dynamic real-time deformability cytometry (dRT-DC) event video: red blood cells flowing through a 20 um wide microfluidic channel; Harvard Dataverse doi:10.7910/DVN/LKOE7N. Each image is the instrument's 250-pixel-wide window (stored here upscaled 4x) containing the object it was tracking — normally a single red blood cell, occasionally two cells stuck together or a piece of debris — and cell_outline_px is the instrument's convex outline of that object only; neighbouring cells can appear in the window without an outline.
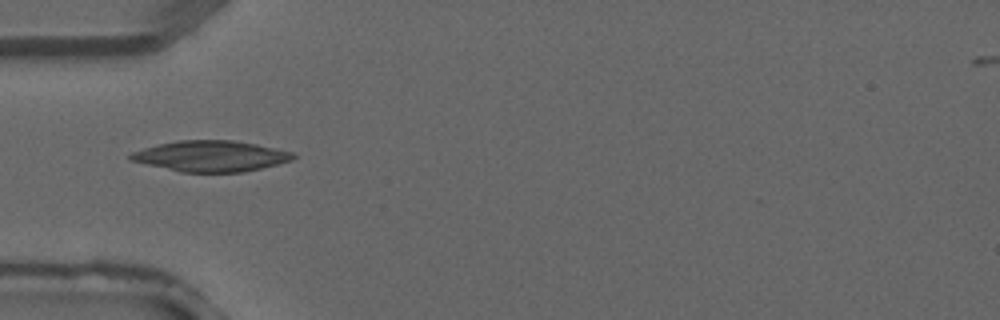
{"species": "common noctule bat (a hibernating species)", "species_latin": "Nyctalus noctula", "temperature_condition": "warm", "stored_images_in_passage": 3, "camera_frame_rate_fps": 3000, "um_per_image_px": 0.085, "animal": {"sex": "male", "forearm_length_mm": 52.5}, "frame": {"image": 1, "passage_image": 3, "time_ms": 0.667, "image_size_px": [1000, 320], "cell_outline_px": [[296, 156], [292, 160], [244, 172], [180, 172], [128, 160], [128, 156], [132, 152], [144, 148], [176, 140], [232, 140], [256, 144], [276, 148], [292, 152]], "centroid_in_image_um": [17.9, 13.27], "position_along_channel_um": 67.1, "area_um2": 29.13}}